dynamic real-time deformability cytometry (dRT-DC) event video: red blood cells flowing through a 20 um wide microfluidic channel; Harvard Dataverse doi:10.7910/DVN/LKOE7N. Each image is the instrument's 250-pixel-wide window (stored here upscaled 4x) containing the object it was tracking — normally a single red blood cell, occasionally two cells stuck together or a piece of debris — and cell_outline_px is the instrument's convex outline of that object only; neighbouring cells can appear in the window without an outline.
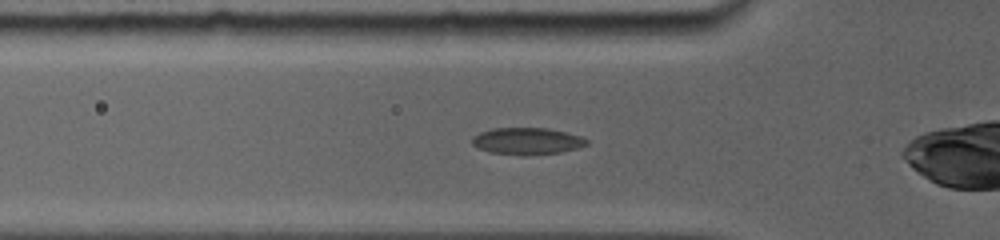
{"species": "common noctule bat (a hibernating species)", "species_latin": "Nyctalus noctula", "temperature_condition": "room temperature", "stored_images_in_passage": 36, "camera_frame_rate_fps": 5000, "um_per_image_px": 0.085, "animal": {"sex": "female", "body_mass_g": 19.0, "forearm_length_mm": 56.7}, "frame": {"image": 1, "passage_image": 2, "time_ms": 0.2, "image_size_px": [1000, 240], "cell_outline_px": [[588, 144], [576, 148], [560, 152], [524, 156], [488, 152], [472, 144], [472, 136], [480, 132], [492, 128], [548, 128], [568, 132], [580, 136], [588, 140]], "centroid_in_image_um": [44.79, 11.99], "position_along_channel_um": 81.0, "area_um2": 18.03}}
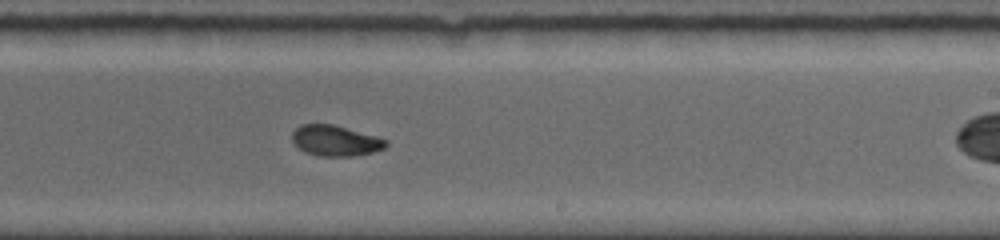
{"frame": {"image": 2, "passage_image": 19, "time_ms": 4.8, "image_size_px": [1000, 240], "cell_outline_px": [[388, 144], [384, 148], [372, 152], [352, 156], [320, 156], [304, 152], [292, 140], [292, 132], [300, 124], [332, 124], [376, 136], [388, 140]], "centroid_in_image_um": [28.5, 11.95], "position_along_channel_um": 260.5, "area_um2": 16.65}}
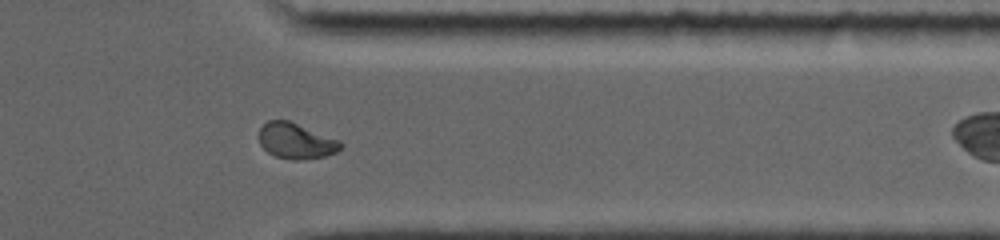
{"frame": {"image": 3, "passage_image": 33, "time_ms": 8.0, "image_size_px": [1000, 240], "cell_outline_px": [[344, 144], [336, 152], [324, 156], [300, 160], [292, 160], [276, 156], [268, 152], [260, 144], [256, 136], [260, 128], [268, 120], [288, 120], [340, 140]], "centroid_in_image_um": [25.13, 11.97], "position_along_channel_um": 386.3, "area_um2": 17.05}}